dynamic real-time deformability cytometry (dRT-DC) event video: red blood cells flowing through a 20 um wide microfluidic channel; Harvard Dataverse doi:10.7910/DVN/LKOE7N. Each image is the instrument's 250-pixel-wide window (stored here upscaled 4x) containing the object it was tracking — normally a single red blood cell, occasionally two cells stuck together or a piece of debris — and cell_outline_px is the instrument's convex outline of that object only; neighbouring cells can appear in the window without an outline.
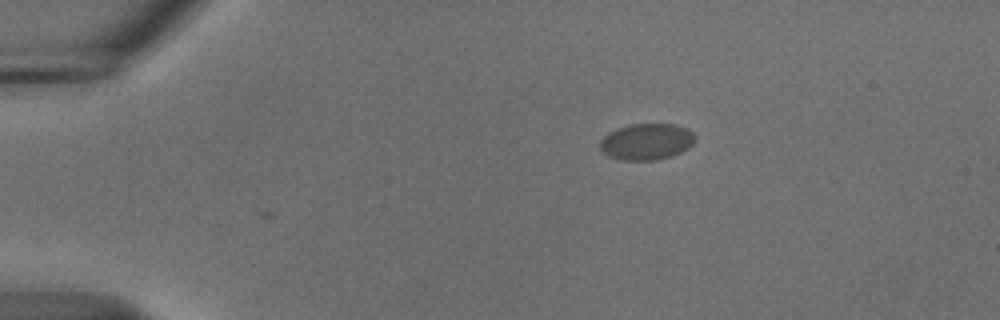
{"species": "common noctule bat (a hibernating species)", "species_latin": "Nyctalus noctula", "temperature_condition": "cold", "stored_images_in_passage": 4, "camera_frame_rate_fps": 3000, "um_per_image_px": 0.085, "animal": {"sex": "male", "body_mass_g": 18.8}, "frame": {"image": 1, "passage_image": 1, "time_ms": 0.0, "image_size_px": [1000, 320], "cell_outline_px": [[696, 140], [688, 148], [672, 156], [656, 160], [620, 160], [608, 156], [600, 148], [600, 140], [608, 132], [616, 128], [628, 124], [676, 124], [692, 132]], "centroid_in_image_um": [54.93, 12.04], "position_along_channel_um": 30.1, "area_um2": 20.23}}